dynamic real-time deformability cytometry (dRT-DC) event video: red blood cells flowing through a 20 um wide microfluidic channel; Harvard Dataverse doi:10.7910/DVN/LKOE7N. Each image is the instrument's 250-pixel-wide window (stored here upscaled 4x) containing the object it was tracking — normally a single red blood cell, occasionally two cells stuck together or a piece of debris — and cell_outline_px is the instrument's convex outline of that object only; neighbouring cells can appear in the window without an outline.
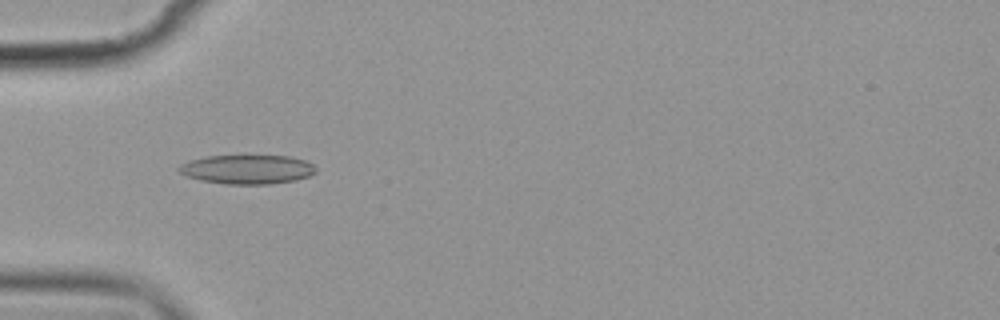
{"species": "common noctule bat (a hibernating species)", "species_latin": "Nyctalus noctula", "temperature_condition": "cold", "stored_images_in_passage": 6, "camera_frame_rate_fps": 3000, "um_per_image_px": 0.085, "animal": {"sex": "female", "body_mass_g": 19.9}, "frame": {"image": 1, "passage_image": 5, "time_ms": 5.667, "image_size_px": [1000, 320], "cell_outline_px": [[316, 172], [308, 176], [296, 180], [268, 184], [224, 184], [200, 180], [188, 176], [180, 172], [176, 168], [180, 164], [188, 160], [208, 156], [244, 152], [288, 156], [304, 160], [312, 164], [316, 168]], "centroid_in_image_um": [20.99, 14.34], "position_along_channel_um": 64.0, "area_um2": 24.33}}
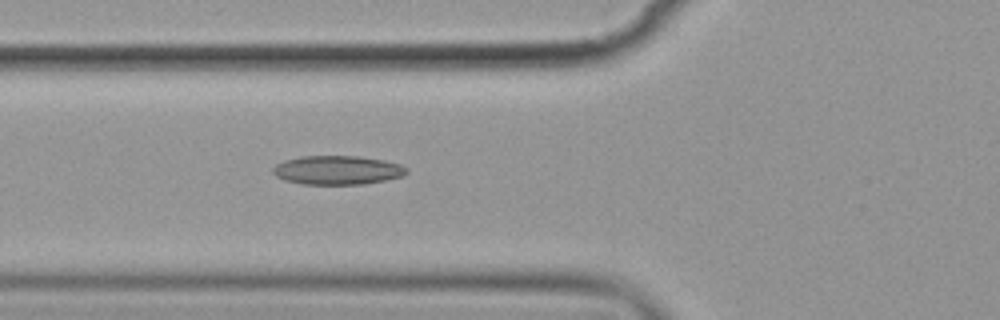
{"frame": {"image": 2, "passage_image": 6, "time_ms": 6.667, "image_size_px": [1000, 320], "cell_outline_px": [[408, 172], [400, 176], [384, 180], [364, 184], [300, 184], [284, 180], [276, 176], [272, 172], [272, 168], [276, 164], [284, 160], [300, 156], [360, 156], [384, 160], [400, 164], [408, 168]], "centroid_in_image_um": [28.65, 14.45], "position_along_channel_um": 97.2, "area_um2": 22.6}}